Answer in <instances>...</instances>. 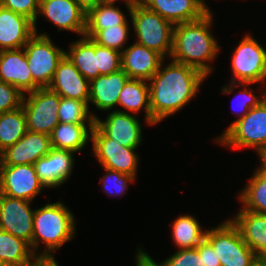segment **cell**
I'll return each instance as SVG.
<instances>
[{
	"label": "cell",
	"instance_id": "obj_39",
	"mask_svg": "<svg viewBox=\"0 0 266 266\" xmlns=\"http://www.w3.org/2000/svg\"><path fill=\"white\" fill-rule=\"evenodd\" d=\"M159 264L161 266H204L202 257H200L196 247L179 249L175 254Z\"/></svg>",
	"mask_w": 266,
	"mask_h": 266
},
{
	"label": "cell",
	"instance_id": "obj_22",
	"mask_svg": "<svg viewBox=\"0 0 266 266\" xmlns=\"http://www.w3.org/2000/svg\"><path fill=\"white\" fill-rule=\"evenodd\" d=\"M128 79L122 69L92 79L89 83V103L101 111L113 109L118 105L120 92Z\"/></svg>",
	"mask_w": 266,
	"mask_h": 266
},
{
	"label": "cell",
	"instance_id": "obj_40",
	"mask_svg": "<svg viewBox=\"0 0 266 266\" xmlns=\"http://www.w3.org/2000/svg\"><path fill=\"white\" fill-rule=\"evenodd\" d=\"M196 249L198 250L200 257H202L204 266H221L214 248L206 239L200 242L196 246Z\"/></svg>",
	"mask_w": 266,
	"mask_h": 266
},
{
	"label": "cell",
	"instance_id": "obj_23",
	"mask_svg": "<svg viewBox=\"0 0 266 266\" xmlns=\"http://www.w3.org/2000/svg\"><path fill=\"white\" fill-rule=\"evenodd\" d=\"M230 220L257 257L266 259V214L240 209Z\"/></svg>",
	"mask_w": 266,
	"mask_h": 266
},
{
	"label": "cell",
	"instance_id": "obj_11",
	"mask_svg": "<svg viewBox=\"0 0 266 266\" xmlns=\"http://www.w3.org/2000/svg\"><path fill=\"white\" fill-rule=\"evenodd\" d=\"M45 186L40 182L34 165H0V193L17 199L33 201Z\"/></svg>",
	"mask_w": 266,
	"mask_h": 266
},
{
	"label": "cell",
	"instance_id": "obj_42",
	"mask_svg": "<svg viewBox=\"0 0 266 266\" xmlns=\"http://www.w3.org/2000/svg\"><path fill=\"white\" fill-rule=\"evenodd\" d=\"M28 266H59L54 256H37Z\"/></svg>",
	"mask_w": 266,
	"mask_h": 266
},
{
	"label": "cell",
	"instance_id": "obj_1",
	"mask_svg": "<svg viewBox=\"0 0 266 266\" xmlns=\"http://www.w3.org/2000/svg\"><path fill=\"white\" fill-rule=\"evenodd\" d=\"M163 64L164 60L159 70L148 80L152 125L159 124L186 104L189 105L206 79L201 71L172 59L166 67Z\"/></svg>",
	"mask_w": 266,
	"mask_h": 266
},
{
	"label": "cell",
	"instance_id": "obj_21",
	"mask_svg": "<svg viewBox=\"0 0 266 266\" xmlns=\"http://www.w3.org/2000/svg\"><path fill=\"white\" fill-rule=\"evenodd\" d=\"M34 34L30 19L0 6V50L21 49Z\"/></svg>",
	"mask_w": 266,
	"mask_h": 266
},
{
	"label": "cell",
	"instance_id": "obj_12",
	"mask_svg": "<svg viewBox=\"0 0 266 266\" xmlns=\"http://www.w3.org/2000/svg\"><path fill=\"white\" fill-rule=\"evenodd\" d=\"M30 203L32 201L0 193V229L27 241L31 246L35 210L31 209Z\"/></svg>",
	"mask_w": 266,
	"mask_h": 266
},
{
	"label": "cell",
	"instance_id": "obj_5",
	"mask_svg": "<svg viewBox=\"0 0 266 266\" xmlns=\"http://www.w3.org/2000/svg\"><path fill=\"white\" fill-rule=\"evenodd\" d=\"M205 239L214 248L221 266H252L258 259L230 219L206 230Z\"/></svg>",
	"mask_w": 266,
	"mask_h": 266
},
{
	"label": "cell",
	"instance_id": "obj_37",
	"mask_svg": "<svg viewBox=\"0 0 266 266\" xmlns=\"http://www.w3.org/2000/svg\"><path fill=\"white\" fill-rule=\"evenodd\" d=\"M39 4L40 0H0V6L30 19L34 23V32L36 34Z\"/></svg>",
	"mask_w": 266,
	"mask_h": 266
},
{
	"label": "cell",
	"instance_id": "obj_36",
	"mask_svg": "<svg viewBox=\"0 0 266 266\" xmlns=\"http://www.w3.org/2000/svg\"><path fill=\"white\" fill-rule=\"evenodd\" d=\"M99 75H108L121 69V52L97 44Z\"/></svg>",
	"mask_w": 266,
	"mask_h": 266
},
{
	"label": "cell",
	"instance_id": "obj_30",
	"mask_svg": "<svg viewBox=\"0 0 266 266\" xmlns=\"http://www.w3.org/2000/svg\"><path fill=\"white\" fill-rule=\"evenodd\" d=\"M28 131L24 109L21 107L0 114V153L14 145Z\"/></svg>",
	"mask_w": 266,
	"mask_h": 266
},
{
	"label": "cell",
	"instance_id": "obj_19",
	"mask_svg": "<svg viewBox=\"0 0 266 266\" xmlns=\"http://www.w3.org/2000/svg\"><path fill=\"white\" fill-rule=\"evenodd\" d=\"M89 83L65 55L59 62L48 88L61 97L85 101L89 104Z\"/></svg>",
	"mask_w": 266,
	"mask_h": 266
},
{
	"label": "cell",
	"instance_id": "obj_8",
	"mask_svg": "<svg viewBox=\"0 0 266 266\" xmlns=\"http://www.w3.org/2000/svg\"><path fill=\"white\" fill-rule=\"evenodd\" d=\"M60 97L48 87L38 88L24 94L22 108L28 131L51 134L59 123L57 113Z\"/></svg>",
	"mask_w": 266,
	"mask_h": 266
},
{
	"label": "cell",
	"instance_id": "obj_38",
	"mask_svg": "<svg viewBox=\"0 0 266 266\" xmlns=\"http://www.w3.org/2000/svg\"><path fill=\"white\" fill-rule=\"evenodd\" d=\"M23 97L18 88L0 81V114L21 107Z\"/></svg>",
	"mask_w": 266,
	"mask_h": 266
},
{
	"label": "cell",
	"instance_id": "obj_20",
	"mask_svg": "<svg viewBox=\"0 0 266 266\" xmlns=\"http://www.w3.org/2000/svg\"><path fill=\"white\" fill-rule=\"evenodd\" d=\"M140 2L174 25L198 20L210 11L204 0H140Z\"/></svg>",
	"mask_w": 266,
	"mask_h": 266
},
{
	"label": "cell",
	"instance_id": "obj_18",
	"mask_svg": "<svg viewBox=\"0 0 266 266\" xmlns=\"http://www.w3.org/2000/svg\"><path fill=\"white\" fill-rule=\"evenodd\" d=\"M73 153L75 152L52 148L33 164L38 179L45 188L59 187L68 180L74 168Z\"/></svg>",
	"mask_w": 266,
	"mask_h": 266
},
{
	"label": "cell",
	"instance_id": "obj_13",
	"mask_svg": "<svg viewBox=\"0 0 266 266\" xmlns=\"http://www.w3.org/2000/svg\"><path fill=\"white\" fill-rule=\"evenodd\" d=\"M52 149L50 135L27 131L14 145L0 153V165H33Z\"/></svg>",
	"mask_w": 266,
	"mask_h": 266
},
{
	"label": "cell",
	"instance_id": "obj_43",
	"mask_svg": "<svg viewBox=\"0 0 266 266\" xmlns=\"http://www.w3.org/2000/svg\"><path fill=\"white\" fill-rule=\"evenodd\" d=\"M75 2L86 14L102 3L101 0H75Z\"/></svg>",
	"mask_w": 266,
	"mask_h": 266
},
{
	"label": "cell",
	"instance_id": "obj_34",
	"mask_svg": "<svg viewBox=\"0 0 266 266\" xmlns=\"http://www.w3.org/2000/svg\"><path fill=\"white\" fill-rule=\"evenodd\" d=\"M128 21L123 25H115L100 30L92 40L100 46L112 48L120 52L123 51L124 44L128 40L129 34Z\"/></svg>",
	"mask_w": 266,
	"mask_h": 266
},
{
	"label": "cell",
	"instance_id": "obj_17",
	"mask_svg": "<svg viewBox=\"0 0 266 266\" xmlns=\"http://www.w3.org/2000/svg\"><path fill=\"white\" fill-rule=\"evenodd\" d=\"M0 81L13 85L23 94L40 88L33 81L24 48L0 50Z\"/></svg>",
	"mask_w": 266,
	"mask_h": 266
},
{
	"label": "cell",
	"instance_id": "obj_10",
	"mask_svg": "<svg viewBox=\"0 0 266 266\" xmlns=\"http://www.w3.org/2000/svg\"><path fill=\"white\" fill-rule=\"evenodd\" d=\"M92 150L103 168L128 174L136 178L139 157L137 148L124 147L108 138L96 125L91 132Z\"/></svg>",
	"mask_w": 266,
	"mask_h": 266
},
{
	"label": "cell",
	"instance_id": "obj_27",
	"mask_svg": "<svg viewBox=\"0 0 266 266\" xmlns=\"http://www.w3.org/2000/svg\"><path fill=\"white\" fill-rule=\"evenodd\" d=\"M36 257L27 241L0 229V261L4 266H28Z\"/></svg>",
	"mask_w": 266,
	"mask_h": 266
},
{
	"label": "cell",
	"instance_id": "obj_29",
	"mask_svg": "<svg viewBox=\"0 0 266 266\" xmlns=\"http://www.w3.org/2000/svg\"><path fill=\"white\" fill-rule=\"evenodd\" d=\"M172 240L178 249L195 248L205 239L206 231L191 215L179 216L171 226Z\"/></svg>",
	"mask_w": 266,
	"mask_h": 266
},
{
	"label": "cell",
	"instance_id": "obj_46",
	"mask_svg": "<svg viewBox=\"0 0 266 266\" xmlns=\"http://www.w3.org/2000/svg\"><path fill=\"white\" fill-rule=\"evenodd\" d=\"M252 266H266V259L258 258Z\"/></svg>",
	"mask_w": 266,
	"mask_h": 266
},
{
	"label": "cell",
	"instance_id": "obj_24",
	"mask_svg": "<svg viewBox=\"0 0 266 266\" xmlns=\"http://www.w3.org/2000/svg\"><path fill=\"white\" fill-rule=\"evenodd\" d=\"M122 110H116L123 113L136 114L142 109L145 112V122L152 125V112L150 106V89L146 80L128 79L120 92L118 106ZM126 110V111H125Z\"/></svg>",
	"mask_w": 266,
	"mask_h": 266
},
{
	"label": "cell",
	"instance_id": "obj_6",
	"mask_svg": "<svg viewBox=\"0 0 266 266\" xmlns=\"http://www.w3.org/2000/svg\"><path fill=\"white\" fill-rule=\"evenodd\" d=\"M215 141L233 149L251 147L258 150L266 146V99L251 108Z\"/></svg>",
	"mask_w": 266,
	"mask_h": 266
},
{
	"label": "cell",
	"instance_id": "obj_32",
	"mask_svg": "<svg viewBox=\"0 0 266 266\" xmlns=\"http://www.w3.org/2000/svg\"><path fill=\"white\" fill-rule=\"evenodd\" d=\"M60 123L95 124V114L89 110V104L85 101L60 97L58 108Z\"/></svg>",
	"mask_w": 266,
	"mask_h": 266
},
{
	"label": "cell",
	"instance_id": "obj_28",
	"mask_svg": "<svg viewBox=\"0 0 266 266\" xmlns=\"http://www.w3.org/2000/svg\"><path fill=\"white\" fill-rule=\"evenodd\" d=\"M126 21L125 14L115 3H101L86 16L85 36L92 39L100 30L123 25Z\"/></svg>",
	"mask_w": 266,
	"mask_h": 266
},
{
	"label": "cell",
	"instance_id": "obj_3",
	"mask_svg": "<svg viewBox=\"0 0 266 266\" xmlns=\"http://www.w3.org/2000/svg\"><path fill=\"white\" fill-rule=\"evenodd\" d=\"M74 219L73 213L61 201L35 209L31 242L34 254L52 257V252L73 238L76 231ZM40 243L46 245L37 253Z\"/></svg>",
	"mask_w": 266,
	"mask_h": 266
},
{
	"label": "cell",
	"instance_id": "obj_33",
	"mask_svg": "<svg viewBox=\"0 0 266 266\" xmlns=\"http://www.w3.org/2000/svg\"><path fill=\"white\" fill-rule=\"evenodd\" d=\"M230 85H227V86H224L222 88V92L224 94H231L233 92V89L235 87H243L240 91V94L239 96H236V97H240V100L237 102V104L235 105L236 108L238 107V111L239 113L236 115L239 116L238 119H236L235 121H233L230 126H228V128L226 129V131L235 123L237 122L238 120H240L241 118H243L251 108H254L256 106H258L264 99H266V90L261 93L263 94H260V97L256 96L255 94L256 93H253V89L250 90L249 88L247 89L248 85H252V84H255V83H232L230 82L229 83ZM243 99H242V98ZM235 109V107H234ZM240 109V110H239ZM242 110V111H241ZM241 111V112H240Z\"/></svg>",
	"mask_w": 266,
	"mask_h": 266
},
{
	"label": "cell",
	"instance_id": "obj_31",
	"mask_svg": "<svg viewBox=\"0 0 266 266\" xmlns=\"http://www.w3.org/2000/svg\"><path fill=\"white\" fill-rule=\"evenodd\" d=\"M238 199L243 205L242 209L266 214V175L255 171Z\"/></svg>",
	"mask_w": 266,
	"mask_h": 266
},
{
	"label": "cell",
	"instance_id": "obj_16",
	"mask_svg": "<svg viewBox=\"0 0 266 266\" xmlns=\"http://www.w3.org/2000/svg\"><path fill=\"white\" fill-rule=\"evenodd\" d=\"M165 58L157 51L134 42L121 52V69L129 79L148 80L159 70Z\"/></svg>",
	"mask_w": 266,
	"mask_h": 266
},
{
	"label": "cell",
	"instance_id": "obj_25",
	"mask_svg": "<svg viewBox=\"0 0 266 266\" xmlns=\"http://www.w3.org/2000/svg\"><path fill=\"white\" fill-rule=\"evenodd\" d=\"M95 124L58 123L50 134L54 149L81 152L91 141V132Z\"/></svg>",
	"mask_w": 266,
	"mask_h": 266
},
{
	"label": "cell",
	"instance_id": "obj_35",
	"mask_svg": "<svg viewBox=\"0 0 266 266\" xmlns=\"http://www.w3.org/2000/svg\"><path fill=\"white\" fill-rule=\"evenodd\" d=\"M103 169L106 173L100 182L102 183L101 185L103 187V191H105V193L111 197L114 195H119L120 197L125 194L129 186L128 183H132L136 180V178L131 175L123 174L121 172L113 171L107 168Z\"/></svg>",
	"mask_w": 266,
	"mask_h": 266
},
{
	"label": "cell",
	"instance_id": "obj_45",
	"mask_svg": "<svg viewBox=\"0 0 266 266\" xmlns=\"http://www.w3.org/2000/svg\"><path fill=\"white\" fill-rule=\"evenodd\" d=\"M101 1H102V3H116V1H118V0H101ZM124 1L126 3V7L128 8V12H130L132 6L135 3L139 2L140 0H124Z\"/></svg>",
	"mask_w": 266,
	"mask_h": 266
},
{
	"label": "cell",
	"instance_id": "obj_7",
	"mask_svg": "<svg viewBox=\"0 0 266 266\" xmlns=\"http://www.w3.org/2000/svg\"><path fill=\"white\" fill-rule=\"evenodd\" d=\"M23 48L33 81L40 88L48 87L66 51L54 45L46 33H35Z\"/></svg>",
	"mask_w": 266,
	"mask_h": 266
},
{
	"label": "cell",
	"instance_id": "obj_4",
	"mask_svg": "<svg viewBox=\"0 0 266 266\" xmlns=\"http://www.w3.org/2000/svg\"><path fill=\"white\" fill-rule=\"evenodd\" d=\"M129 14L137 37L136 43L157 51L164 58L170 56L174 24L148 9L140 1L132 6Z\"/></svg>",
	"mask_w": 266,
	"mask_h": 266
},
{
	"label": "cell",
	"instance_id": "obj_15",
	"mask_svg": "<svg viewBox=\"0 0 266 266\" xmlns=\"http://www.w3.org/2000/svg\"><path fill=\"white\" fill-rule=\"evenodd\" d=\"M95 125L110 139L129 148H138L142 141V125L135 115L114 108L105 120L95 118Z\"/></svg>",
	"mask_w": 266,
	"mask_h": 266
},
{
	"label": "cell",
	"instance_id": "obj_2",
	"mask_svg": "<svg viewBox=\"0 0 266 266\" xmlns=\"http://www.w3.org/2000/svg\"><path fill=\"white\" fill-rule=\"evenodd\" d=\"M213 14L209 11L202 18L174 25L172 60L201 71L206 77L213 71L209 62L219 52V46L210 28ZM209 61V62H207Z\"/></svg>",
	"mask_w": 266,
	"mask_h": 266
},
{
	"label": "cell",
	"instance_id": "obj_41",
	"mask_svg": "<svg viewBox=\"0 0 266 266\" xmlns=\"http://www.w3.org/2000/svg\"><path fill=\"white\" fill-rule=\"evenodd\" d=\"M136 266H161L159 263H156L152 257L144 252L141 248L138 249L136 254Z\"/></svg>",
	"mask_w": 266,
	"mask_h": 266
},
{
	"label": "cell",
	"instance_id": "obj_44",
	"mask_svg": "<svg viewBox=\"0 0 266 266\" xmlns=\"http://www.w3.org/2000/svg\"><path fill=\"white\" fill-rule=\"evenodd\" d=\"M256 153L258 154L261 160V167L257 168V170L255 171L260 174L266 175V146L261 147L258 150H256Z\"/></svg>",
	"mask_w": 266,
	"mask_h": 266
},
{
	"label": "cell",
	"instance_id": "obj_9",
	"mask_svg": "<svg viewBox=\"0 0 266 266\" xmlns=\"http://www.w3.org/2000/svg\"><path fill=\"white\" fill-rule=\"evenodd\" d=\"M232 83L266 82V49L257 40L247 35L235 48L232 56Z\"/></svg>",
	"mask_w": 266,
	"mask_h": 266
},
{
	"label": "cell",
	"instance_id": "obj_26",
	"mask_svg": "<svg viewBox=\"0 0 266 266\" xmlns=\"http://www.w3.org/2000/svg\"><path fill=\"white\" fill-rule=\"evenodd\" d=\"M69 48L65 55L89 82L99 76L97 43L82 36L81 39L72 42Z\"/></svg>",
	"mask_w": 266,
	"mask_h": 266
},
{
	"label": "cell",
	"instance_id": "obj_14",
	"mask_svg": "<svg viewBox=\"0 0 266 266\" xmlns=\"http://www.w3.org/2000/svg\"><path fill=\"white\" fill-rule=\"evenodd\" d=\"M47 17L58 31H74L85 36L87 14L75 0H40L38 16Z\"/></svg>",
	"mask_w": 266,
	"mask_h": 266
}]
</instances>
